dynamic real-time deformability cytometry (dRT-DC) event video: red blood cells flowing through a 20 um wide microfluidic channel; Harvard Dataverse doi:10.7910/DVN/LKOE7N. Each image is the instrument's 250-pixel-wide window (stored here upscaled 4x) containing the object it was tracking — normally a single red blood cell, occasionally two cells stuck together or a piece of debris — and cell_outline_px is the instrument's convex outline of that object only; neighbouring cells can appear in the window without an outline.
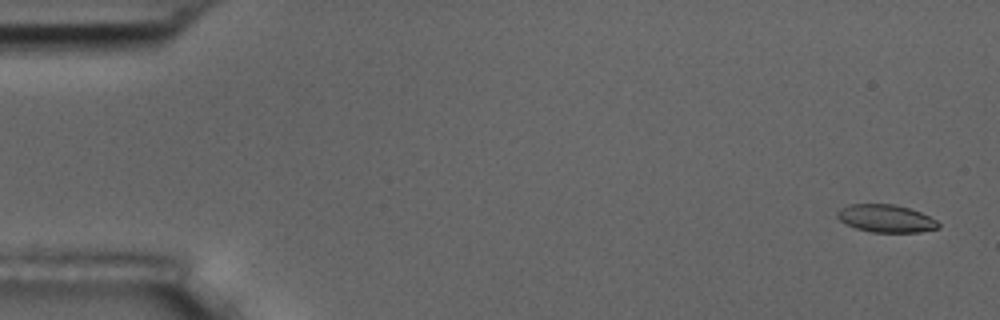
{"species": "common noctule bat (a hibernating species)", "species_latin": "Nyctalus noctula", "temperature_condition": "room temperature", "stored_images_in_passage": 5, "camera_frame_rate_fps": 3000, "um_per_image_px": 0.085, "animal": {"sex": "male", "body_mass_g": 17.5, "forearm_length_mm": 52.3}, "frame": {"image": 1, "passage_image": 1, "time_ms": 0.0, "image_size_px": [1000, 320], "cell_outline_px": [[940, 228], [920, 232], [872, 232], [856, 228], [840, 220], [836, 216], [836, 212], [840, 208], [848, 204], [896, 204], [920, 212], [936, 220], [940, 224]], "centroid_in_image_um": [75.3, 18.56], "position_along_channel_um": 9.7, "area_um2": 16.3}}
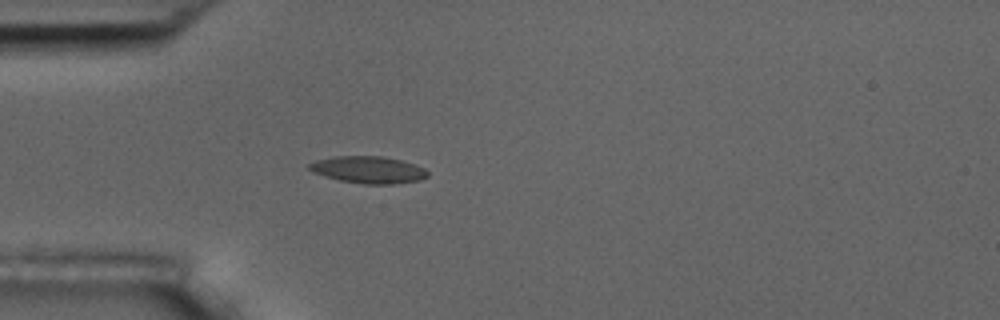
{"frame": {"image": 2, "passage_image": 5, "time_ms": 4.667, "image_size_px": [1000, 320], "cell_outline_px": [[428, 176], [420, 180], [392, 184], [364, 184], [340, 180], [324, 176], [312, 172], [308, 168], [308, 164], [316, 160], [336, 156], [380, 156], [400, 160], [424, 168], [428, 172]], "centroid_in_image_um": [31.28, 14.43], "position_along_channel_um": 53.7, "area_um2": 18.5}}